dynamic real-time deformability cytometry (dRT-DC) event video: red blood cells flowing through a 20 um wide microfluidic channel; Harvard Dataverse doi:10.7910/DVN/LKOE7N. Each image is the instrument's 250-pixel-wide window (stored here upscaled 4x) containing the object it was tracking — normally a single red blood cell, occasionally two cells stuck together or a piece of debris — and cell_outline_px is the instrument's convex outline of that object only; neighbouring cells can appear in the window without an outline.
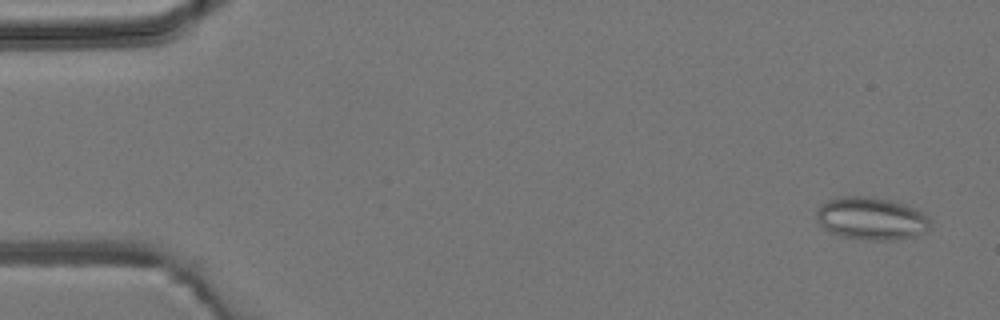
{"species": "common noctule bat (a hibernating species)", "species_latin": "Nyctalus noctula", "temperature_condition": "room temperature", "stored_images_in_passage": 6, "camera_frame_rate_fps": 3000, "um_per_image_px": 0.085, "animal": {"sex": "male", "body_mass_g": 19.2, "forearm_length_mm": 51.8}, "frame": {"image": 1, "passage_image": 1, "time_ms": 0.0, "image_size_px": [1000, 320], "cell_outline_px": [[932, 220], [928, 228], [924, 232], [916, 236], [896, 240], [868, 240], [840, 236], [824, 228], [816, 220], [816, 212], [820, 204], [828, 200], [840, 196], [872, 196], [892, 200], [916, 208], [928, 216]], "centroid_in_image_um": [74.07, 18.56], "position_along_channel_um": 10.9, "area_um2": 28.67}}